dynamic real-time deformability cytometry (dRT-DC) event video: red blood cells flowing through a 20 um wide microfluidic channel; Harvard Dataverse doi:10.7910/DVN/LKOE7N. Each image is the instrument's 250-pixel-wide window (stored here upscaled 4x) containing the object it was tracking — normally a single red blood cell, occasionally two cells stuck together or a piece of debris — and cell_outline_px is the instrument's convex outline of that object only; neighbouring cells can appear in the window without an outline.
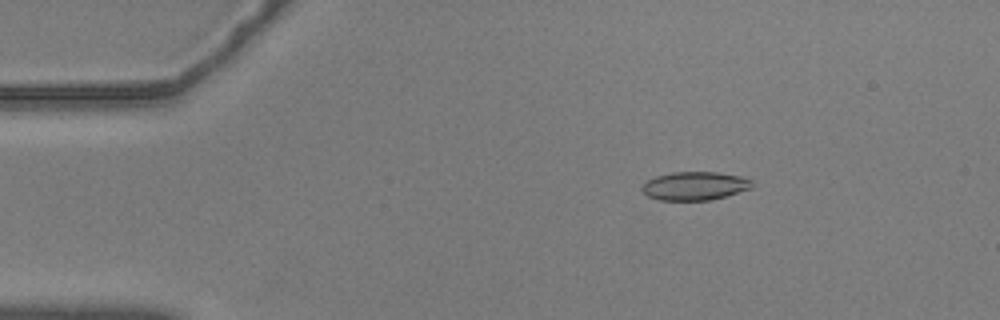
{"species": "common noctule bat (a hibernating species)", "species_latin": "Nyctalus noctula", "temperature_condition": "warm", "stored_images_in_passage": 56, "camera_frame_rate_fps": 3000, "um_per_image_px": 0.085, "animal": {"sex": "male", "body_mass_g": 20.5, "forearm_length_mm": 52.5}, "frame": {"image": 1, "passage_image": 9, "time_ms": 2.667, "image_size_px": [1000, 320], "cell_outline_px": [[752, 188], [712, 200], [660, 200], [648, 196], [640, 188], [648, 180], [656, 176], [672, 172], [716, 172], [740, 176], [752, 180]], "centroid_in_image_um": [59.06, 15.8], "position_along_channel_um": 25.9, "area_um2": 18.15}}
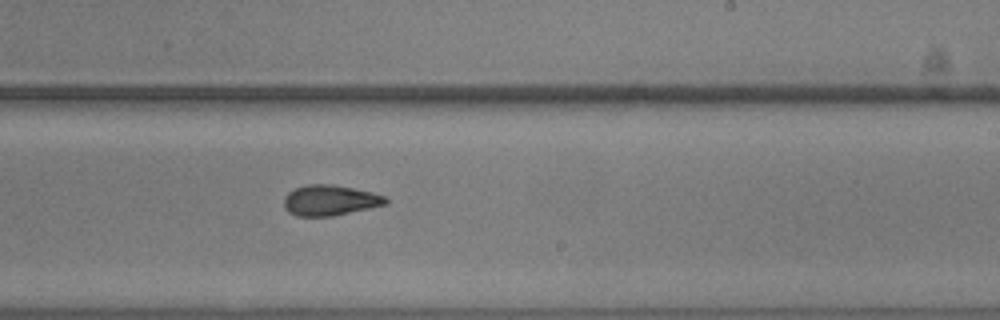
{"frame": {"image": 2, "passage_image": 34, "time_ms": 11.0, "image_size_px": [1000, 320], "cell_outline_px": [[388, 204], [332, 216], [296, 216], [288, 212], [284, 208], [284, 196], [288, 192], [296, 188], [308, 184], [332, 184], [372, 192], [388, 196]], "centroid_in_image_um": [28.05, 17.02], "position_along_channel_um": 260.9, "area_um2": 18.21}}
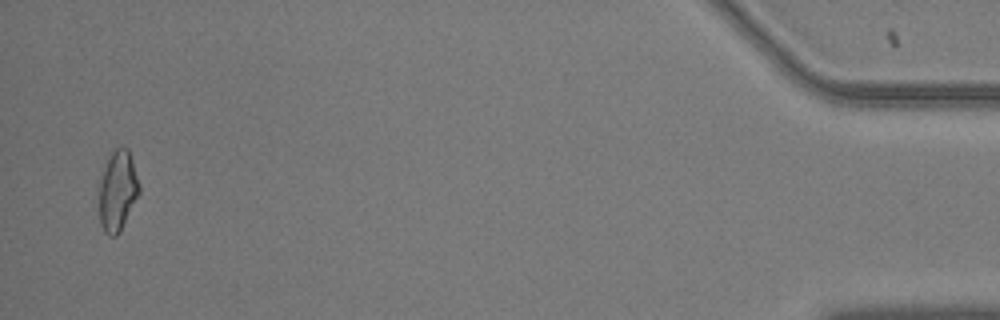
{"frame": {"image": 3, "passage_image": 55, "time_ms": 18.0, "image_size_px": [1000, 320], "cell_outline_px": [[140, 192], [120, 232], [116, 236], [108, 236], [104, 232], [100, 224], [100, 180], [108, 160], [112, 152], [116, 148], [128, 148], [140, 184]], "centroid_in_image_um": [10.02, 16.26], "position_along_channel_um": 425.2, "area_um2": 18.5}, "authors_computed_cell_mechanics": {"area_um2": 18.2359, "velocity_mm_per_s": 3.5889, "shape_relaxation_time_tau1_ms": 8.6435, "shape_relaxation_time_tau2_ms": 2.8871, "deformation_change_tau1": 0.1867, "deformation_change_tau2": 0.0971}}